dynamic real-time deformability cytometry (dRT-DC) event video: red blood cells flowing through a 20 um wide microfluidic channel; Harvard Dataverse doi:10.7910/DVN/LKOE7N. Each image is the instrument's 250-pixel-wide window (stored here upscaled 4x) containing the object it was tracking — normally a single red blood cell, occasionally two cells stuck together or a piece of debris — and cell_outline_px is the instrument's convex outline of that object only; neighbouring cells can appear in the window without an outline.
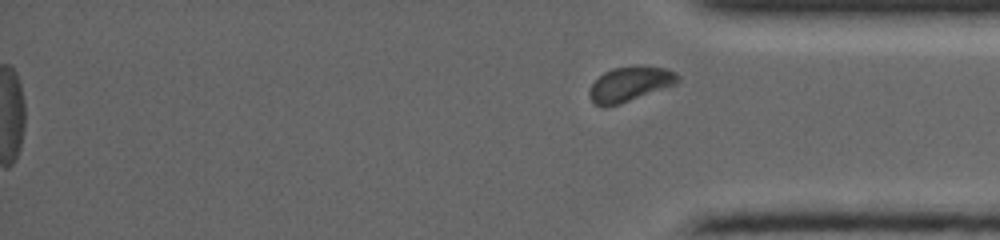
{"species": "common noctule bat (a hibernating species)", "species_latin": "Nyctalus noctula", "temperature_condition": "warm", "stored_images_in_passage": 27, "segment_of_instrument_passage": [2, 2], "camera_frame_rate_fps": 5000, "um_per_image_px": 0.085, "animal": {"sex": "female", "body_mass_g": 19.0, "forearm_length_mm": 53.3}, "frame": {"image": 1, "passage_image": 27, "time_ms": 8.0, "image_size_px": [1000, 240], "cell_outline_px": [[680, 80], [676, 84], [620, 104], [608, 108], [604, 108], [592, 104], [588, 96], [588, 92], [592, 84], [604, 72], [612, 68], [640, 64], [664, 68], [676, 72], [680, 76]], "centroid_in_image_um": [53.52, 7.15], "position_along_channel_um": 381.7, "area_um2": 18.44}}